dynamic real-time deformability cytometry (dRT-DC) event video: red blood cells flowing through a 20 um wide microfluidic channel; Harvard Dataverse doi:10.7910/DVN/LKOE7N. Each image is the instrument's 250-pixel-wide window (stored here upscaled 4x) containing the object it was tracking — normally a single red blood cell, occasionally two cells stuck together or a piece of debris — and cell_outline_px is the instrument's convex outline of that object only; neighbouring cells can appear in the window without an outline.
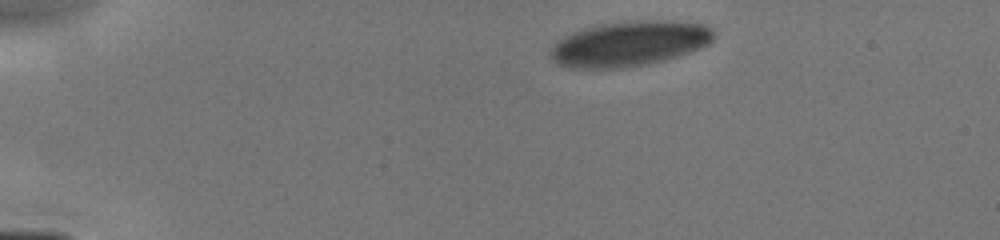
{"species": "human", "species_latin": "Homo sapiens", "temperature_condition": "cold", "stored_images_in_passage": 27, "camera_frame_rate_fps": 3000, "um_per_image_px": 0.085, "donor": {"sex": "male"}, "frame": {"image": 1, "passage_image": 1, "time_ms": 0.0, "image_size_px": [1000, 240], "cell_outline_px": [[712, 40], [708, 44], [688, 52], [664, 60], [648, 64], [620, 68], [572, 68], [560, 64], [552, 60], [552, 48], [560, 40], [576, 32], [600, 24], [636, 20], [672, 20], [704, 24], [712, 32]], "centroid_in_image_um": [53.54, 3.71], "position_along_channel_um": 31.5, "area_um2": 42.08}}
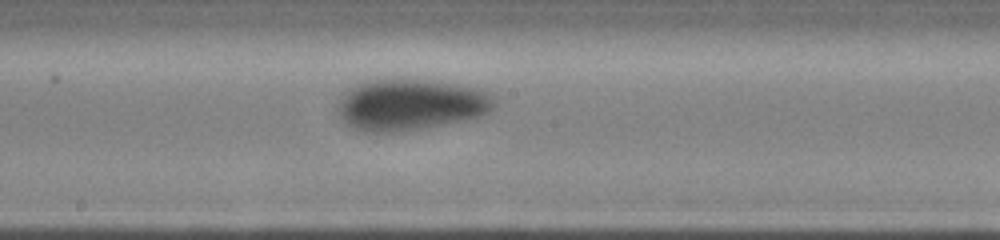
{"frame": {"image": 2, "passage_image": 23, "time_ms": 6.0, "image_size_px": [1000, 240], "cell_outline_px": [[496, 104], [488, 112], [480, 116], [440, 124], [392, 132], [364, 132], [348, 124], [340, 116], [340, 100], [344, 92], [356, 84], [364, 80], [380, 76], [404, 76], [436, 80], [460, 84], [480, 88], [488, 92], [496, 100]], "centroid_in_image_um": [34.89, 8.8], "position_along_channel_um": 213.3, "area_um2": 47.57}}
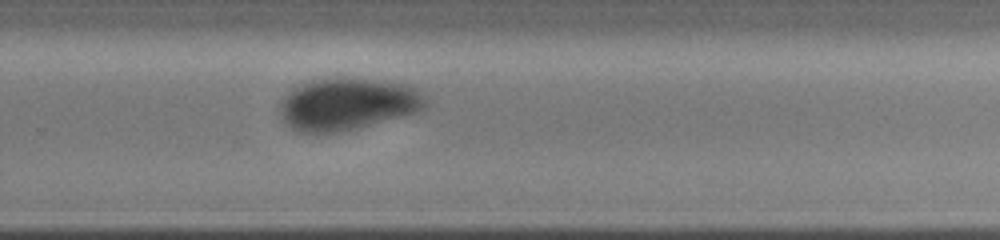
{"frame": {"image": 3, "passage_image": 27, "time_ms": 8.0, "image_size_px": [1000, 240], "cell_outline_px": [[428, 104], [420, 112], [360, 128], [336, 132], [300, 132], [292, 128], [284, 120], [280, 112], [280, 100], [292, 88], [308, 80], [332, 76], [348, 76], [388, 80], [408, 84], [420, 88], [424, 92], [428, 100]], "centroid_in_image_um": [29.63, 8.79], "position_along_channel_um": 300.2, "area_um2": 45.78}}